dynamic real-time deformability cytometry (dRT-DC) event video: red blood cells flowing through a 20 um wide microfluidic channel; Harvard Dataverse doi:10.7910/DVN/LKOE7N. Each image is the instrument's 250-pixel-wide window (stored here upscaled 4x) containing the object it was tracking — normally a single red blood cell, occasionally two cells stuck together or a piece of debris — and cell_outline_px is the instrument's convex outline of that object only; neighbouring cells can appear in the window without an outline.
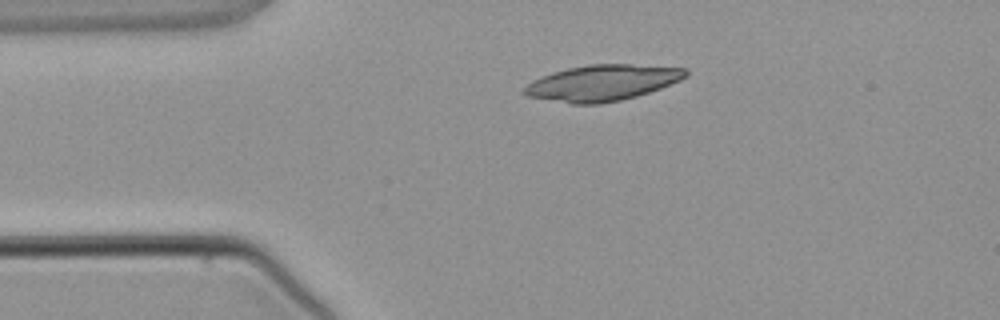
{"species": "common noctule bat (a hibernating species)", "species_latin": "Nyctalus noctula", "temperature_condition": "warm", "stored_images_in_passage": 2, "camera_frame_rate_fps": 3000, "um_per_image_px": 0.085, "animal": {"sex": "male", "body_mass_g": 21.5, "forearm_length_mm": 52.0}, "frame": {"image": 1, "passage_image": 1, "time_ms": 0.0, "image_size_px": [1000, 320], "cell_outline_px": [[688, 76], [680, 80], [660, 88], [636, 96], [620, 100], [600, 104], [572, 104], [528, 96], [520, 92], [532, 80], [540, 76], [552, 72], [568, 68], [588, 64], [632, 64], [688, 68]], "centroid_in_image_um": [51.19, 7.03], "position_along_channel_um": 33.8, "area_um2": 33.87}}